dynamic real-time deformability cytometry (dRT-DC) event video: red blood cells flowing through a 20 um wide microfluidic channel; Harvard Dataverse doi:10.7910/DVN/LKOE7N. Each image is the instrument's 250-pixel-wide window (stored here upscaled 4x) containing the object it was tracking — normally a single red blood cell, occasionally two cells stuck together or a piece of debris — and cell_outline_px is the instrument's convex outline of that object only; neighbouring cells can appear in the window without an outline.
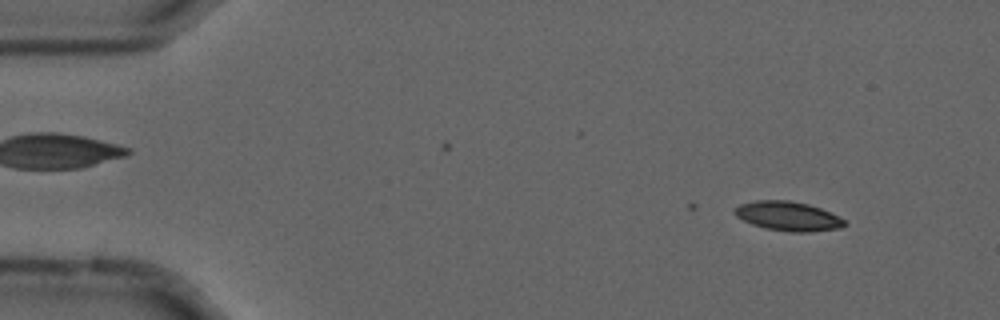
{"species": "common noctule bat (a hibernating species)", "species_latin": "Nyctalus noctula", "temperature_condition": "cold", "stored_images_in_passage": 16, "camera_frame_rate_fps": 3000, "um_per_image_px": 0.085, "animal": {"sex": "male", "forearm_length_mm": 52.5}, "frame": {"image": 1, "passage_image": 2, "time_ms": 0.333, "image_size_px": [1000, 320], "cell_outline_px": [[848, 224], [840, 228], [812, 232], [788, 232], [764, 228], [752, 224], [736, 216], [732, 212], [740, 204], [756, 200], [788, 200], [808, 204], [820, 208], [844, 220]], "centroid_in_image_um": [66.97, 18.38], "position_along_channel_um": 18.0, "area_um2": 18.73}}
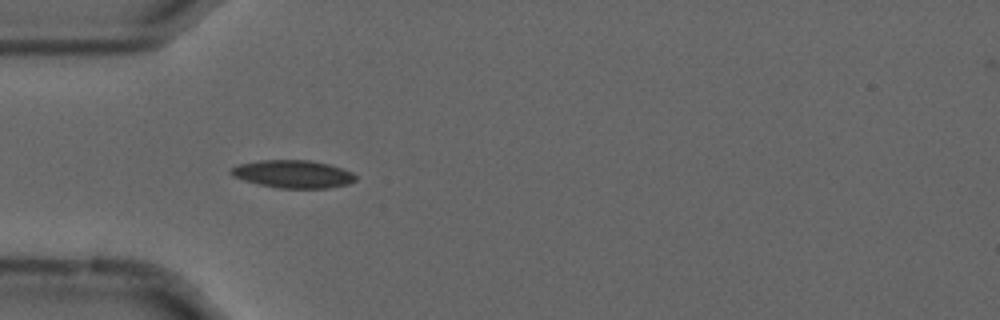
{"frame": {"image": 2, "passage_image": 13, "time_ms": 4.0, "image_size_px": [1000, 320], "cell_outline_px": [[356, 180], [348, 184], [328, 188], [280, 188], [260, 184], [244, 180], [232, 176], [228, 172], [228, 168], [240, 164], [260, 160], [308, 160], [328, 164], [352, 172], [356, 176]], "centroid_in_image_um": [24.88, 14.79], "position_along_channel_um": 60.1, "area_um2": 20.11}}
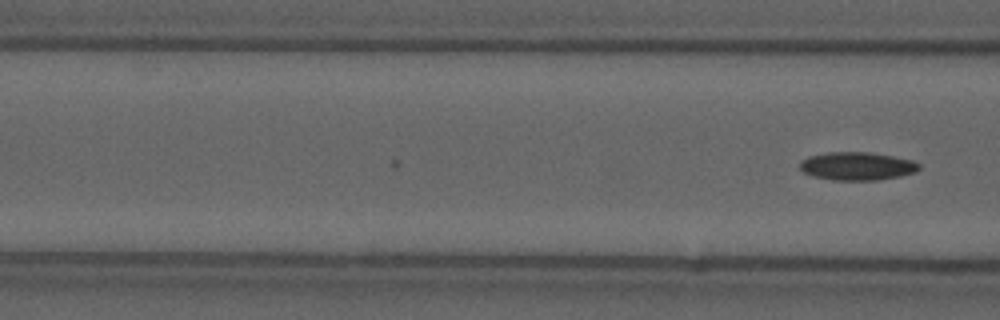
{"frame": {"image": 3, "passage_image": 16, "time_ms": 5.0, "image_size_px": [1000, 320], "cell_outline_px": [[920, 168], [916, 172], [900, 176], [876, 180], [832, 180], [812, 176], [804, 172], [800, 168], [800, 160], [808, 156], [828, 152], [868, 152], [892, 156], [912, 160], [920, 164]], "centroid_in_image_um": [72.84, 14.12], "position_along_channel_um": 93.8, "area_um2": 19.59}}